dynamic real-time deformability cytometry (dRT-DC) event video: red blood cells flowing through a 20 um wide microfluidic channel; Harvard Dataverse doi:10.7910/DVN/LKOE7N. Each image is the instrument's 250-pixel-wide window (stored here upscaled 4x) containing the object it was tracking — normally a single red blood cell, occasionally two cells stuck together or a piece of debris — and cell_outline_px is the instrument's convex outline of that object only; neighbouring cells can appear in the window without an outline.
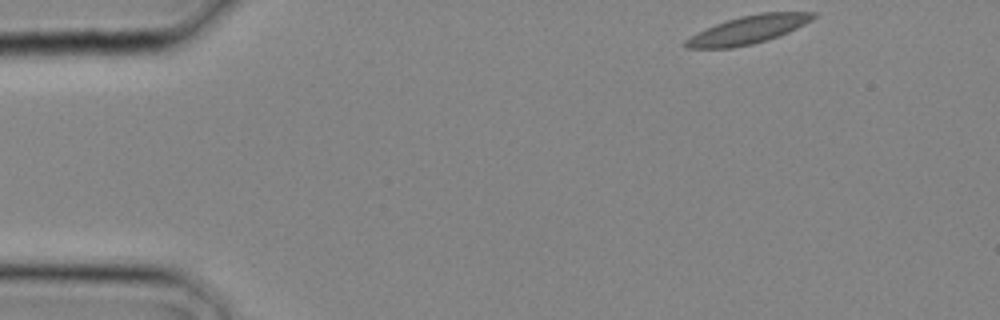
{"species": "common noctule bat (a hibernating species)", "species_latin": "Nyctalus noctula", "temperature_condition": "cold", "stored_images_in_passage": 10, "camera_frame_rate_fps": 3000, "um_per_image_px": 0.085, "animal": {"sex": "male", "body_mass_g": 20.4}, "frame": {"image": 1, "passage_image": 1, "time_ms": 0.0, "image_size_px": [1000, 320], "cell_outline_px": [[816, 16], [812, 20], [780, 36], [752, 44], [732, 48], [684, 48], [680, 44], [684, 40], [716, 24], [740, 16], [760, 12], [816, 12]], "centroid_in_image_um": [63.59, 2.53], "position_along_channel_um": 21.4, "area_um2": 20.75}}
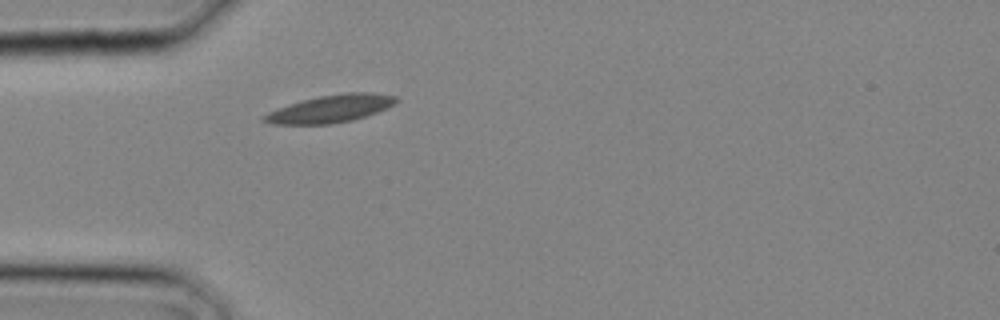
{"frame": {"image": 2, "passage_image": 6, "time_ms": 1.667, "image_size_px": [1000, 320], "cell_outline_px": [[400, 100], [388, 108], [352, 120], [332, 124], [272, 124], [260, 120], [260, 116], [268, 112], [288, 104], [320, 96], [344, 92], [372, 92], [396, 96]], "centroid_in_image_um": [28.09, 9.24], "position_along_channel_um": 56.9, "area_um2": 21.27}}
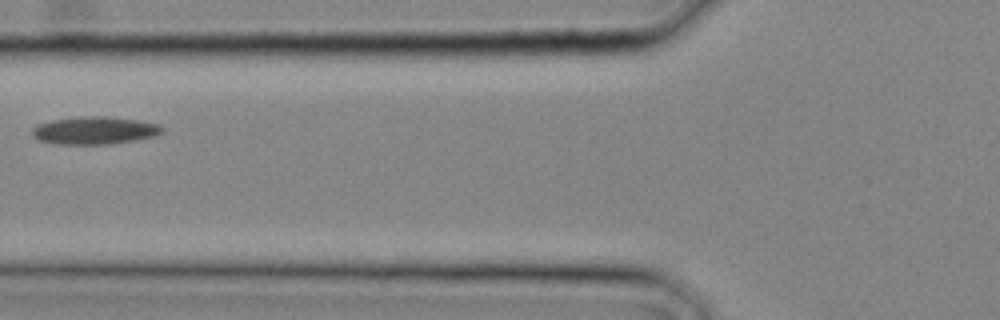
{"frame": {"image": 3, "passage_image": 9, "time_ms": 2.667, "image_size_px": [1000, 320], "cell_outline_px": [[164, 132], [156, 136], [136, 140], [112, 144], [52, 144], [36, 140], [32, 136], [32, 128], [40, 124], [52, 120], [84, 116], [104, 116], [136, 120], [156, 124], [164, 128]], "centroid_in_image_um": [8.02, 11.1], "position_along_channel_um": 117.8, "area_um2": 21.04}}